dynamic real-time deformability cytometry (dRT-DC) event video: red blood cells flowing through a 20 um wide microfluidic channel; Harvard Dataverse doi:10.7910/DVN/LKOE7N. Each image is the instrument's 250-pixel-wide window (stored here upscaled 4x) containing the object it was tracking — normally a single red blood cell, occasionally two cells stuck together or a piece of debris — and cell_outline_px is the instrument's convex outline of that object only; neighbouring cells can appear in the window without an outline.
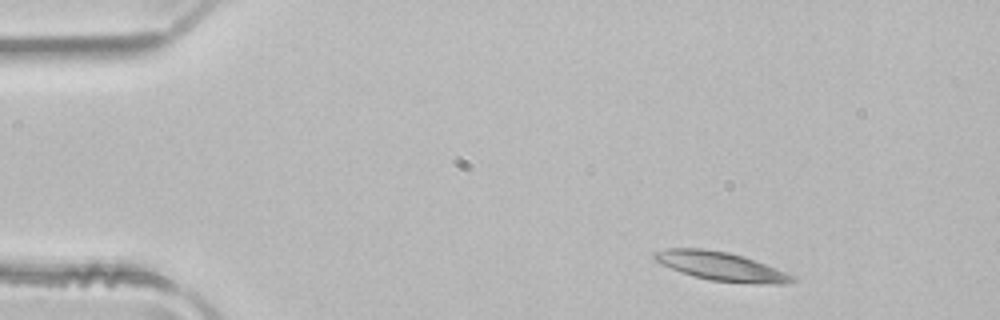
{"species": "common noctule bat (a hibernating species)", "species_latin": "Nyctalus noctula", "temperature_condition": "room temperature", "stored_images_in_passage": 3, "camera_frame_rate_fps": 3000, "um_per_image_px": 0.085, "animal": {"sex": "male", "body_mass_g": 21.5, "forearm_length_mm": 52.0}, "frame": {"image": 1, "passage_image": 1, "time_ms": 0.0, "image_size_px": [1000, 320], "cell_outline_px": [[796, 280], [788, 284], [756, 284], [708, 280], [680, 272], [656, 260], [652, 256], [652, 252], [668, 248], [704, 248], [728, 252], [744, 256], [784, 272], [792, 276]], "centroid_in_image_um": [61.27, 22.64], "position_along_channel_um": 23.7, "area_um2": 22.89}}